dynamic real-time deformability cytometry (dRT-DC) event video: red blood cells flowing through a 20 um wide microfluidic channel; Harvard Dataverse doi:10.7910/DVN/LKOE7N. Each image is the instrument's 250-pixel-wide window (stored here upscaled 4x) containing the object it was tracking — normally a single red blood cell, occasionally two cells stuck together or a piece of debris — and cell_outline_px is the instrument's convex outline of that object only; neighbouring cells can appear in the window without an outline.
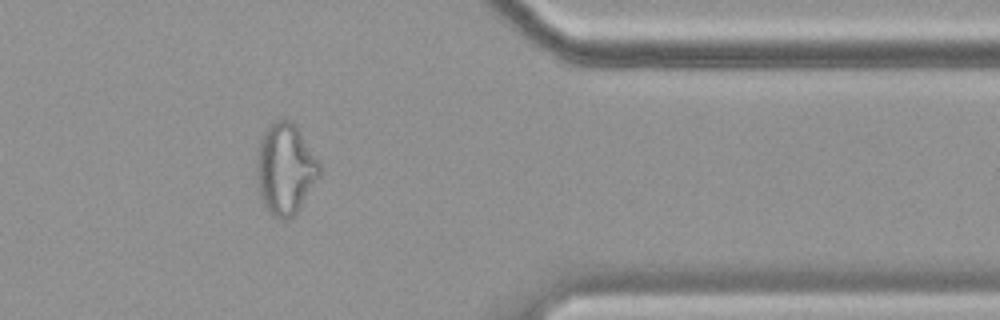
{"species": "common noctule bat (a hibernating species)", "species_latin": "Nyctalus noctula", "temperature_condition": "cold", "stored_images_in_passage": 54, "camera_frame_rate_fps": 3000, "um_per_image_px": 0.085, "animal": {"sex": "female", "body_mass_g": 19.9}, "frame": {"image": 1, "passage_image": 46, "time_ms": 15.0, "image_size_px": [1000, 320], "cell_outline_px": [[320, 176], [300, 208], [288, 220], [280, 220], [272, 216], [268, 212], [260, 196], [256, 176], [256, 156], [260, 140], [268, 124], [272, 120], [292, 120], [296, 124], [320, 160]], "centroid_in_image_um": [24.26, 14.34], "position_along_channel_um": 387.1, "area_um2": 34.04}}